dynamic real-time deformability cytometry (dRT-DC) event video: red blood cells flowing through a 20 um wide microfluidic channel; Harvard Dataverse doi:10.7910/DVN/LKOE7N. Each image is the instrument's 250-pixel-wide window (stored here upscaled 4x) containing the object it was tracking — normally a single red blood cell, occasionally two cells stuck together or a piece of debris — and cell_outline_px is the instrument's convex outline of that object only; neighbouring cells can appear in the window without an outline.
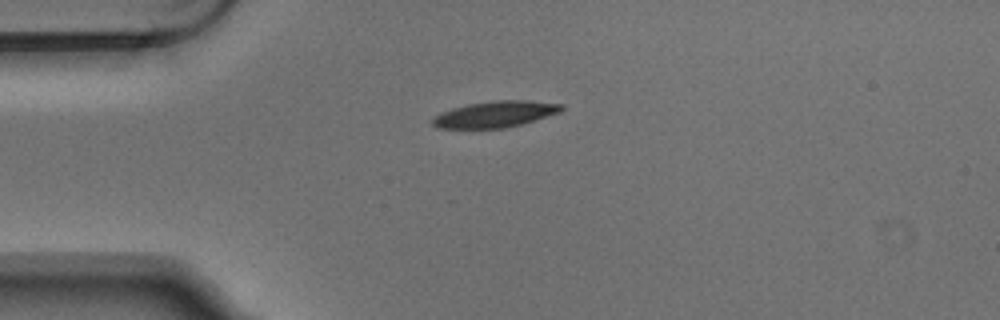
{"species": "Egyptian fruit bat (a non-hibernating species)", "species_latin": "Rousettus aegyptiacus", "temperature_condition": "warm", "stored_images_in_passage": 2, "camera_frame_rate_fps": 3000, "um_per_image_px": 0.085, "animal": {"sex": "male"}, "frame": {"image": 1, "passage_image": 1, "time_ms": 0.0, "image_size_px": [1000, 320], "cell_outline_px": [[564, 108], [560, 112], [520, 124], [504, 128], [440, 128], [432, 124], [432, 120], [436, 116], [452, 108], [468, 104], [492, 100], [524, 100], [564, 104]], "centroid_in_image_um": [42.11, 9.7], "position_along_channel_um": 42.9, "area_um2": 19.42}}